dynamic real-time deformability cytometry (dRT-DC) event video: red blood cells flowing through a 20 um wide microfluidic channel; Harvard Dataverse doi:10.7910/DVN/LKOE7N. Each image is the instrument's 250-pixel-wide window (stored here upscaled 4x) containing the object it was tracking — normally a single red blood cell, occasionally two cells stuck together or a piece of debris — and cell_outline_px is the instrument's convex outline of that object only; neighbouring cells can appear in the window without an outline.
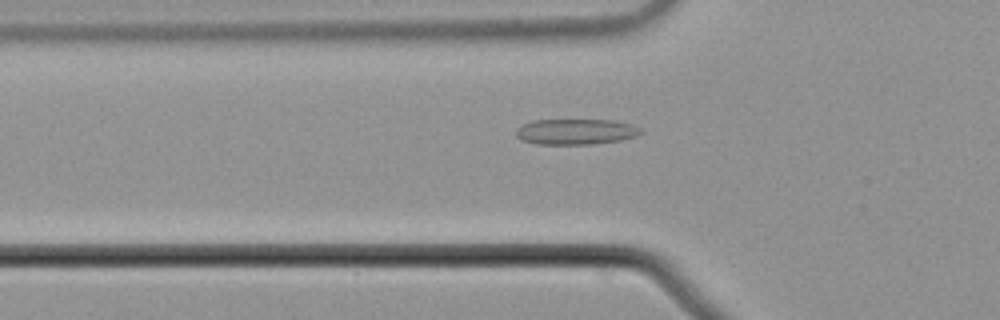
{"species": "common noctule bat (a hibernating species)", "species_latin": "Nyctalus noctula", "temperature_condition": "cold", "stored_images_in_passage": 55, "camera_frame_rate_fps": 3000, "um_per_image_px": 0.085, "animal": {"sex": "male", "body_mass_g": 21.5, "forearm_length_mm": 52.0}, "frame": {"image": 1, "passage_image": 19, "time_ms": 6.0, "image_size_px": [1000, 320], "cell_outline_px": [[644, 132], [636, 136], [620, 140], [592, 144], [536, 144], [524, 140], [516, 136], [516, 128], [520, 124], [532, 120], [616, 120], [632, 124], [640, 128]], "centroid_in_image_um": [48.94, 11.18], "position_along_channel_um": 76.9, "area_um2": 18.79}}
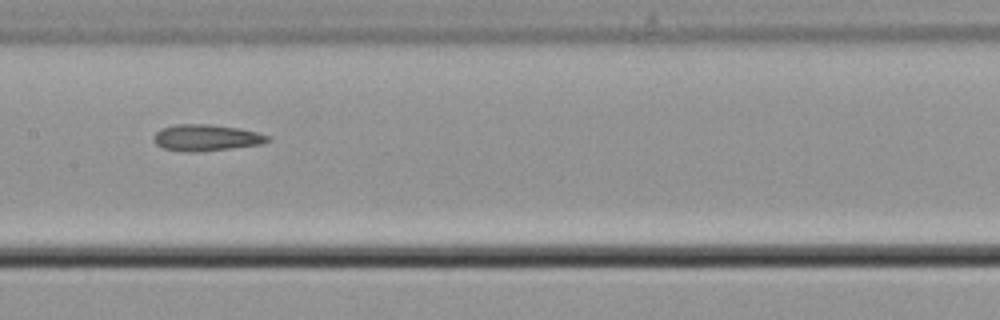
{"frame": {"image": 2, "passage_image": 28, "time_ms": 9.0, "image_size_px": [1000, 320], "cell_outline_px": [[272, 140], [260, 144], [232, 148], [196, 152], [180, 152], [164, 148], [156, 144], [152, 140], [152, 136], [160, 128], [176, 124], [208, 124], [240, 128], [272, 136]], "centroid_in_image_um": [17.51, 11.7], "position_along_channel_um": 189.9, "area_um2": 17.8}}
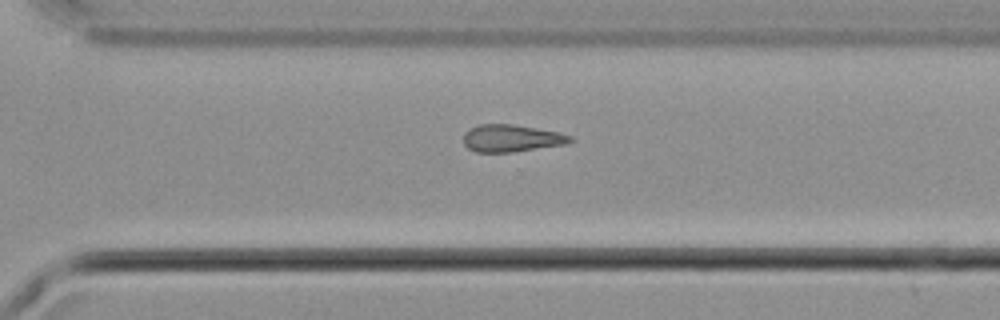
{"frame": {"image": 3, "passage_image": 39, "time_ms": 12.667, "image_size_px": [1000, 320], "cell_outline_px": [[576, 140], [568, 144], [512, 152], [476, 152], [468, 148], [464, 144], [464, 132], [468, 128], [480, 124], [512, 124], [560, 132], [572, 136]], "centroid_in_image_um": [43.51, 11.75], "position_along_channel_um": 327.1, "area_um2": 17.17}, "authors_computed_cell_mechanics": {"area_um2": 17.629, "velocity_mm_per_s": 3.7504, "shape_relaxation_time_tau1_ms": 6.0767, "shape_relaxation_time_tau2_ms": 9.4002, "deformation_change_tau1": 0.0959, "deformation_change_tau2": 0.1896}}